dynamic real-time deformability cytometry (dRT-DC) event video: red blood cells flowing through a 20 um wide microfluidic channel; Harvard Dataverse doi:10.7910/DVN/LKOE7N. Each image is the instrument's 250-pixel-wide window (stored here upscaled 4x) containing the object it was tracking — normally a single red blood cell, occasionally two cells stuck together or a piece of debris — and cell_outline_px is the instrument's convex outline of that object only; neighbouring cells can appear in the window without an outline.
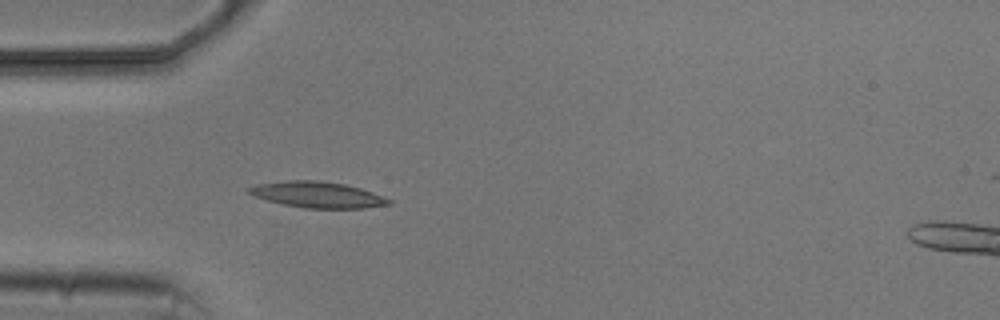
{"species": "common noctule bat (a hibernating species)", "species_latin": "Nyctalus noctula", "temperature_condition": "cold", "stored_images_in_passage": 4, "camera_frame_rate_fps": 3000, "um_per_image_px": 0.085, "animal": {"sex": "male", "body_mass_g": 20.5, "forearm_length_mm": 52.5}, "frame": {"image": 1, "passage_image": 4, "time_ms": 3.667, "image_size_px": [1000, 320], "cell_outline_px": [[392, 204], [364, 208], [304, 208], [284, 204], [252, 196], [248, 192], [248, 188], [256, 184], [288, 180], [320, 180], [344, 184], [360, 188], [372, 192], [392, 200]], "centroid_in_image_um": [26.99, 16.54], "position_along_channel_um": 58.0, "area_um2": 21.15}}